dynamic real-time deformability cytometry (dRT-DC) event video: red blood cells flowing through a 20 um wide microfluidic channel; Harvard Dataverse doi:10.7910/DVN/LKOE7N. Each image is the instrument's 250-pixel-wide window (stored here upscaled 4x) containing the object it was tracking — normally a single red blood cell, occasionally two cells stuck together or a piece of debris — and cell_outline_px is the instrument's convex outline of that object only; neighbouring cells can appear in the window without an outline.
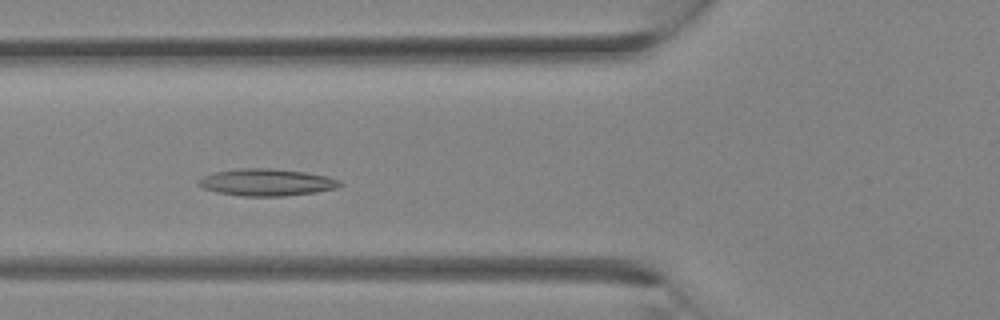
{"species": "Egyptian fruit bat (a non-hibernating species)", "species_latin": "Rousettus aegyptiacus", "temperature_condition": "room temperature", "stored_images_in_passage": 30, "camera_frame_rate_fps": 3000, "um_per_image_px": 0.085, "animal": {"sex": "female"}, "frame": {"image": 1, "passage_image": 10, "time_ms": 3.0, "image_size_px": [1000, 320], "cell_outline_px": [[344, 184], [336, 188], [316, 192], [284, 196], [240, 196], [216, 192], [204, 188], [196, 184], [196, 180], [204, 176], [216, 172], [236, 168], [272, 168], [304, 172], [328, 176], [340, 180]], "centroid_in_image_um": [22.66, 15.49], "position_along_channel_um": 103.1, "area_um2": 22.43}}
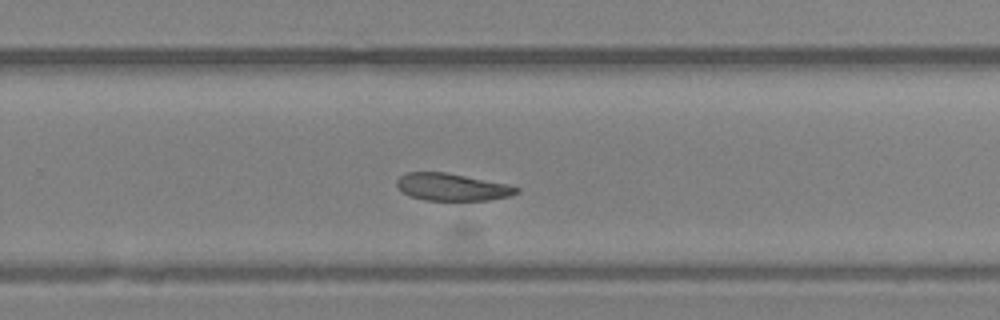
{"frame": {"image": 2, "passage_image": 19, "time_ms": 6.0, "image_size_px": [1000, 320], "cell_outline_px": [[520, 192], [508, 196], [488, 200], [424, 200], [400, 192], [396, 188], [396, 180], [400, 176], [408, 172], [444, 172], [508, 184], [520, 188]], "centroid_in_image_um": [38.39, 15.9], "position_along_channel_um": 291.4, "area_um2": 19.02}}
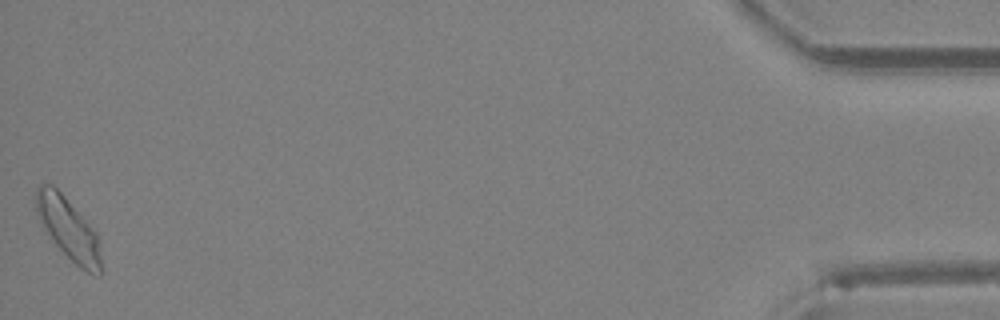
{"frame": {"image": 3, "passage_image": 30, "time_ms": 9.667, "image_size_px": [1000, 320], "cell_outline_px": [[100, 276], [88, 272], [80, 268], [56, 244], [44, 228], [36, 212], [36, 188], [40, 184], [52, 184], [64, 196], [96, 232], [100, 240]], "centroid_in_image_um": [5.81, 19.43], "position_along_channel_um": 429.4, "area_um2": 22.83}}